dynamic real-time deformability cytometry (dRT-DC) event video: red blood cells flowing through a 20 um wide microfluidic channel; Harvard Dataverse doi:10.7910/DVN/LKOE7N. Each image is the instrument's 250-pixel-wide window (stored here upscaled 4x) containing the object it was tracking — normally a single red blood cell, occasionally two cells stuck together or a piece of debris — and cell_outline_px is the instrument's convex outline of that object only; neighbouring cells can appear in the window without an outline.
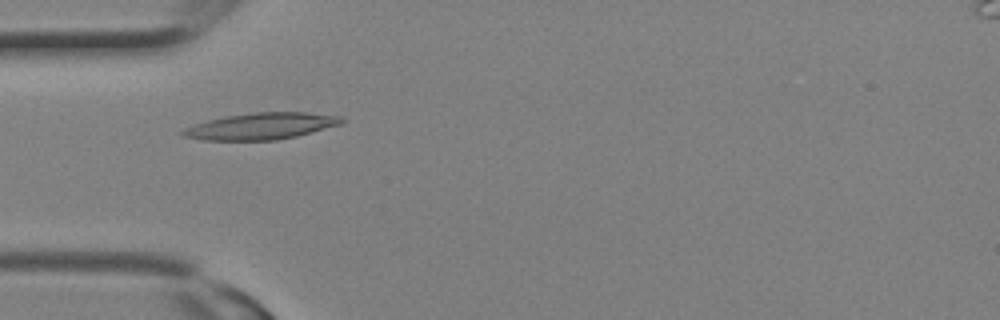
{"species": "Egyptian fruit bat (a non-hibernating species)", "species_latin": "Rousettus aegyptiacus", "temperature_condition": "room temperature", "stored_images_in_passage": 7, "camera_frame_rate_fps": 3000, "um_per_image_px": 0.085, "animal": {"sex": "female"}, "frame": {"image": 1, "passage_image": 2, "time_ms": 0.333, "image_size_px": [1000, 320], "cell_outline_px": [[348, 120], [340, 124], [296, 136], [276, 140], [204, 140], [184, 136], [180, 132], [184, 128], [192, 124], [224, 116], [256, 112], [308, 112], [340, 116]], "centroid_in_image_um": [22.19, 10.71], "position_along_channel_um": 62.8, "area_um2": 24.57}}
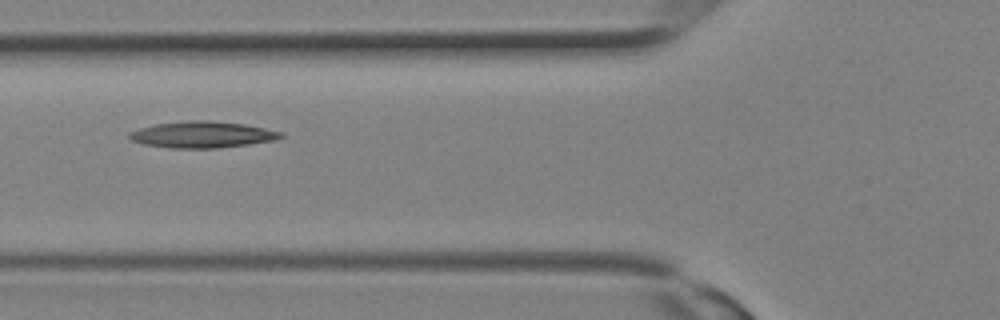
{"frame": {"image": 2, "passage_image": 4, "time_ms": 1.0, "image_size_px": [1000, 320], "cell_outline_px": [[284, 136], [276, 140], [220, 148], [168, 148], [144, 144], [132, 140], [128, 136], [128, 132], [140, 128], [156, 124], [188, 120], [208, 120], [244, 124], [284, 132]], "centroid_in_image_um": [17.21, 11.44], "position_along_channel_um": 108.6, "area_um2": 23.35}}
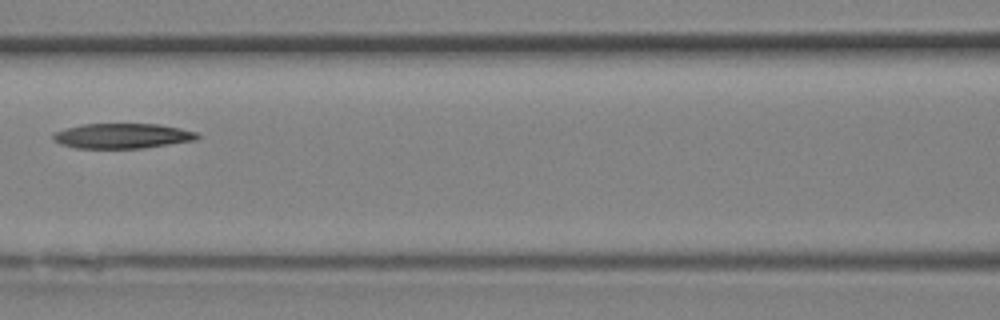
{"frame": {"image": 3, "passage_image": 6, "time_ms": 1.667, "image_size_px": [1000, 320], "cell_outline_px": [[200, 136], [196, 140], [144, 148], [76, 148], [60, 144], [52, 140], [52, 136], [56, 132], [68, 128], [84, 124], [160, 124], [180, 128], [196, 132]], "centroid_in_image_um": [10.41, 11.56], "position_along_channel_um": 156.2, "area_um2": 20.98}}